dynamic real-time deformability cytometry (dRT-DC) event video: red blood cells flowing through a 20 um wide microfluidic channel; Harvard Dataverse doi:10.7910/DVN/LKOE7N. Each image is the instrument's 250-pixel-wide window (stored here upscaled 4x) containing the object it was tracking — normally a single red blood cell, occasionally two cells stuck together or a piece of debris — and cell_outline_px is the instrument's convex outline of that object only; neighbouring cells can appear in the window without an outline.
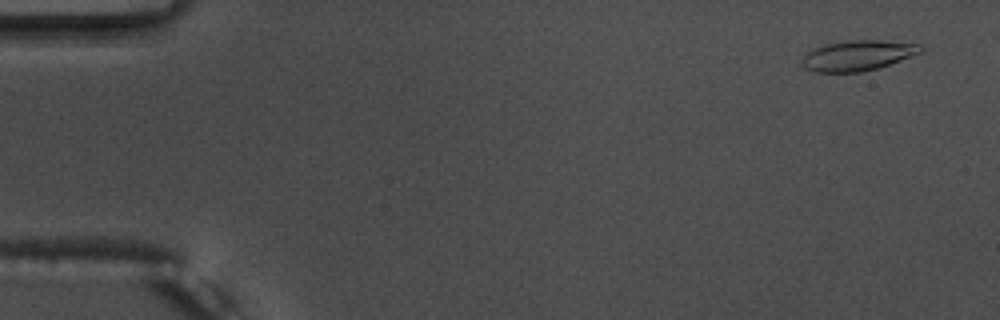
{"species": "common noctule bat (a hibernating species)", "species_latin": "Nyctalus noctula", "temperature_condition": "warm", "stored_images_in_passage": 54, "camera_frame_rate_fps": 3000, "um_per_image_px": 0.085, "animal": {"sex": "male", "body_mass_g": 17.5, "forearm_length_mm": 52.3}, "frame": {"image": 1, "passage_image": 3, "time_ms": 0.667, "image_size_px": [1000, 320], "cell_outline_px": [[924, 48], [920, 52], [888, 64], [876, 68], [860, 72], [816, 72], [804, 68], [800, 60], [812, 48], [828, 44], [848, 40], [880, 40], [920, 44]], "centroid_in_image_um": [72.86, 4.71], "position_along_channel_um": 12.1, "area_um2": 20.69}}
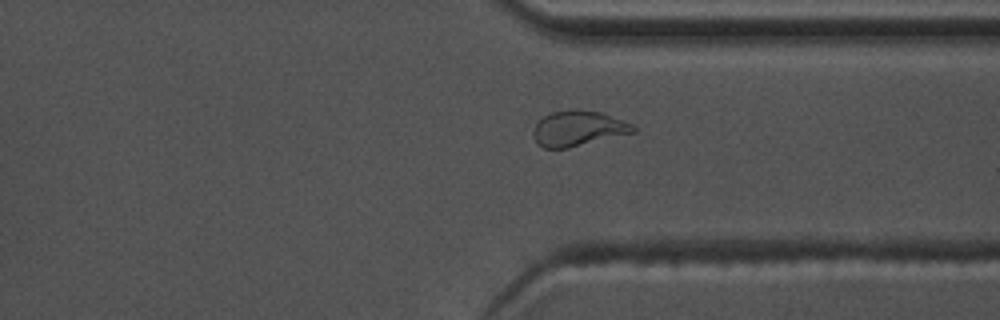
{"frame": {"image": 2, "passage_image": 41, "time_ms": 13.333, "image_size_px": [1000, 320], "cell_outline_px": [[636, 132], [568, 148], [544, 148], [536, 144], [532, 136], [532, 128], [544, 116], [552, 112], [572, 108], [600, 112], [632, 124], [636, 128]], "centroid_in_image_um": [49.1, 10.92], "position_along_channel_um": 362.3, "area_um2": 20.69}}
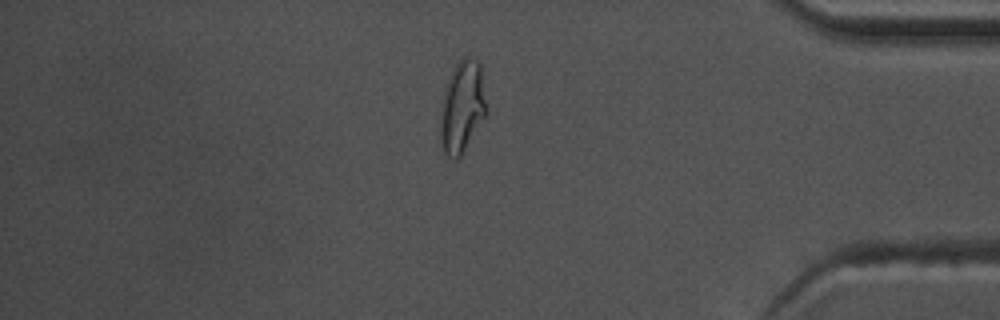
{"frame": {"image": 3, "passage_image": 46, "time_ms": 15.0, "image_size_px": [1000, 320], "cell_outline_px": [[488, 112], [460, 156], [456, 160], [452, 160], [444, 152], [440, 136], [440, 124], [444, 92], [448, 76], [456, 64], [464, 56], [468, 56], [480, 60]], "centroid_in_image_um": [39.31, 9.04], "position_along_channel_um": 395.9, "area_um2": 24.8}, "authors_computed_cell_mechanics": {"area_um2": 20.1144, "velocity_mm_per_s": 3.8019, "shape_relaxation_time_tau1_ms": null, "shape_relaxation_time_tau2_ms": 1.4851, "deformation_change_tau1": null, "deformation_change_tau2": 0.0854}}